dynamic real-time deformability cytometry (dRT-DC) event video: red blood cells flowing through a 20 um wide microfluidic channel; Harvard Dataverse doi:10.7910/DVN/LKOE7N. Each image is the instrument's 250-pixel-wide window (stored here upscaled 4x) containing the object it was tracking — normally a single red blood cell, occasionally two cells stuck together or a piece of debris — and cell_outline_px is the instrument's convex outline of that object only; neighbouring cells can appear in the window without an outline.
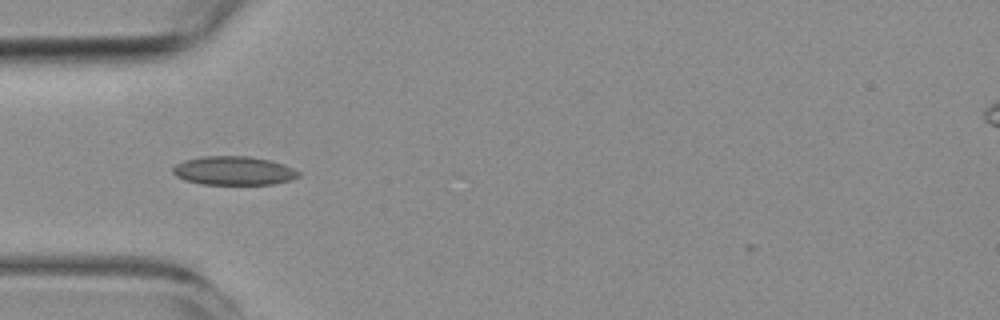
{"species": "common noctule bat (a hibernating species)", "species_latin": "Nyctalus noctula", "temperature_condition": "room temperature", "stored_images_in_passage": 6, "camera_frame_rate_fps": 3000, "um_per_image_px": 0.085, "animal": {"sex": "female", "body_mass_g": 19.3, "forearm_length_mm": 54.1}, "frame": {"image": 1, "passage_image": 4, "time_ms": 3.333, "image_size_px": [1000, 320], "cell_outline_px": [[300, 176], [292, 180], [276, 184], [200, 184], [184, 180], [176, 176], [172, 172], [172, 168], [176, 164], [184, 160], [204, 156], [248, 156], [268, 160], [284, 164], [300, 172]], "centroid_in_image_um": [19.87, 14.51], "position_along_channel_um": 65.1, "area_um2": 21.15}}
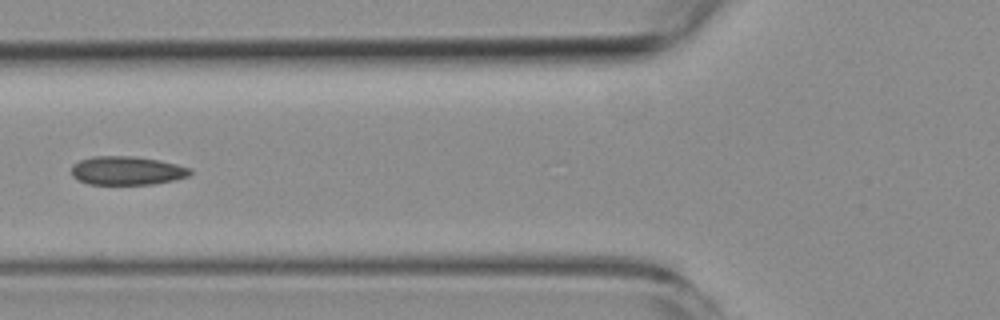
{"frame": {"image": 2, "passage_image": 5, "time_ms": 4.667, "image_size_px": [1000, 320], "cell_outline_px": [[192, 172], [188, 176], [172, 180], [152, 184], [88, 184], [72, 176], [72, 164], [80, 160], [92, 156], [136, 156], [160, 160], [192, 168]], "centroid_in_image_um": [10.79, 14.49], "position_along_channel_um": 115.0, "area_um2": 19.83}}
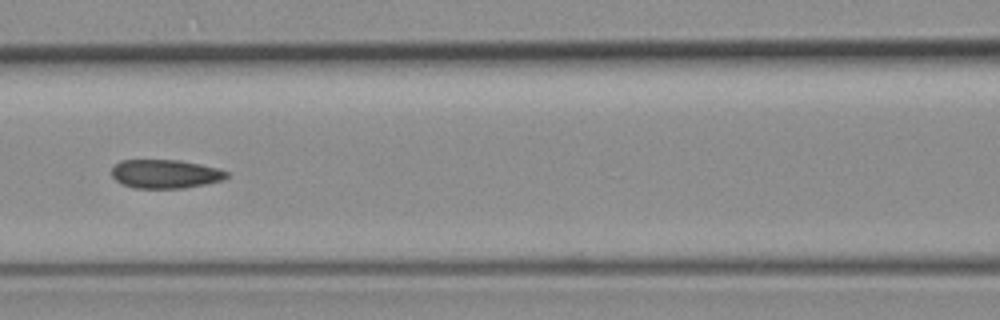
{"frame": {"image": 3, "passage_image": 6, "time_ms": 5.667, "image_size_px": [1000, 320], "cell_outline_px": [[228, 176], [224, 180], [184, 188], [136, 188], [120, 184], [112, 176], [112, 168], [120, 160], [180, 160], [200, 164], [216, 168], [228, 172]], "centroid_in_image_um": [14.03, 14.78], "position_along_channel_um": 152.6, "area_um2": 19.25}}